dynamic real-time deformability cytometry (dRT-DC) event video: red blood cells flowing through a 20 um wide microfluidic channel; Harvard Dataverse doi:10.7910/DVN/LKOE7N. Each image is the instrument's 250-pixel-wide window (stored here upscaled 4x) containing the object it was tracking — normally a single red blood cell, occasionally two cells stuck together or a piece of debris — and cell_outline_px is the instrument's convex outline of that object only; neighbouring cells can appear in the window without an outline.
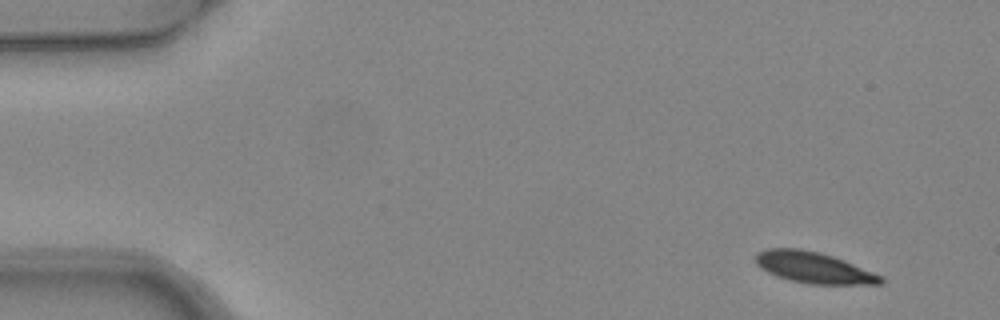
{"species": "common noctule bat (a hibernating species)", "species_latin": "Nyctalus noctula", "temperature_condition": "warm", "stored_images_in_passage": 4, "camera_frame_rate_fps": 3000, "um_per_image_px": 0.085, "animal": {"sex": "female", "body_mass_g": 24.6, "forearm_length_mm": 56.2}, "frame": {"image": 1, "passage_image": 1, "time_ms": 0.0, "image_size_px": [1000, 320], "cell_outline_px": [[884, 284], [808, 284], [776, 276], [760, 268], [752, 260], [756, 252], [768, 248], [800, 248], [820, 252], [844, 260], [880, 276], [884, 280]], "centroid_in_image_um": [69.08, 22.73], "position_along_channel_um": 15.9, "area_um2": 22.72}}
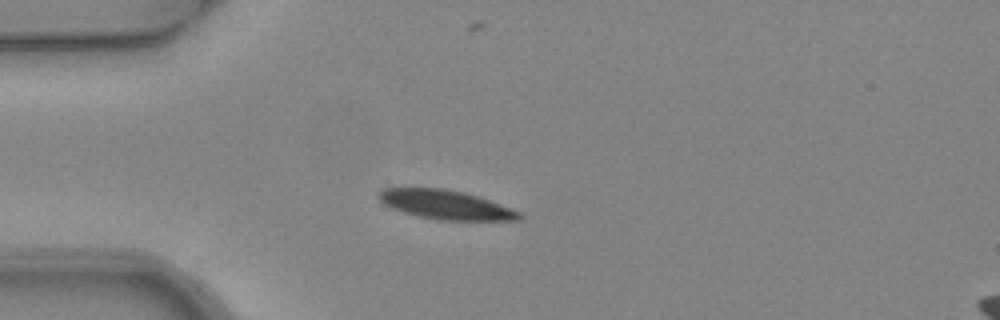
{"frame": {"image": 2, "passage_image": 4, "time_ms": 1.0, "image_size_px": [1000, 320], "cell_outline_px": [[524, 216], [520, 220], [436, 220], [404, 212], [392, 208], [384, 204], [376, 196], [376, 192], [384, 188], [440, 188], [460, 192], [476, 196], [488, 200], [520, 212]], "centroid_in_image_um": [37.84, 17.4], "position_along_channel_um": 47.2, "area_um2": 23.52}}